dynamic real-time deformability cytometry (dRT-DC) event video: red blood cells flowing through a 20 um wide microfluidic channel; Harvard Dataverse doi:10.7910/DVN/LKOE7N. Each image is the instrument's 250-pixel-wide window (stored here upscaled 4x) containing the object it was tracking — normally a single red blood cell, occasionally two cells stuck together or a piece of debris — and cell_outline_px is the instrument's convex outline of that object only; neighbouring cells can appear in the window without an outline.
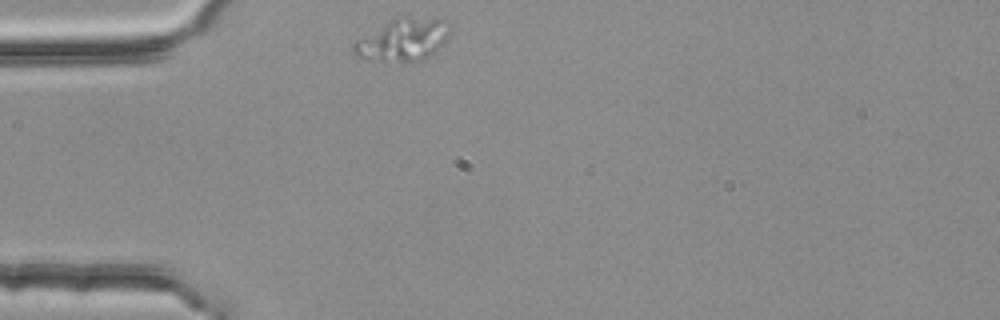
{"species": "common noctule bat (a hibernating species)", "species_latin": "Nyctalus noctula", "temperature_condition": "room temperature", "stored_images_in_passage": 45, "camera_frame_rate_fps": 3000, "um_per_image_px": 0.085, "animal": {"sex": "female", "body_mass_g": 25.1}, "frame": {"image": 1, "passage_image": 1, "time_ms": 0.0, "image_size_px": [1000, 320], "cell_outline_px": [[452, 28], [444, 48], [424, 60], [408, 64], [384, 64], [368, 60], [356, 56], [352, 52], [352, 44], [356, 40], [392, 20], [404, 16], [408, 16], [448, 20], [452, 24]], "centroid_in_image_um": [34.33, 3.46], "position_along_channel_um": 50.7, "area_um2": 25.14}}
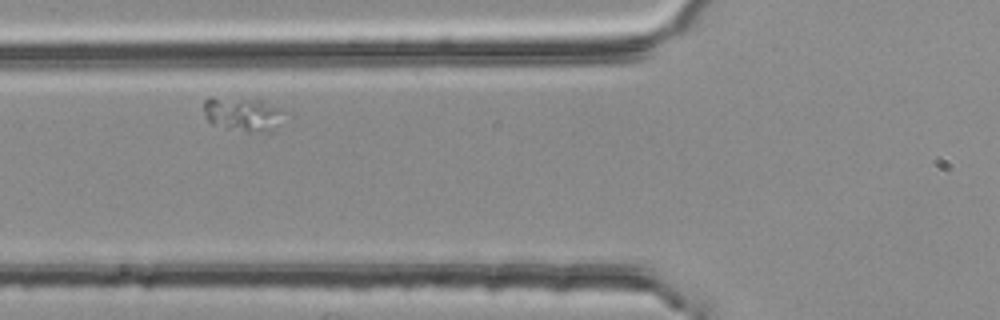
{"frame": {"image": 2, "passage_image": 7, "time_ms": 2.0, "image_size_px": [1000, 320], "cell_outline_px": [[292, 112], [272, 132], [248, 132], [228, 128], [212, 124], [208, 120], [204, 112], [204, 100], [208, 96], [256, 96]], "centroid_in_image_um": [20.77, 9.63], "position_along_channel_um": 105.0, "area_um2": 17.57}}
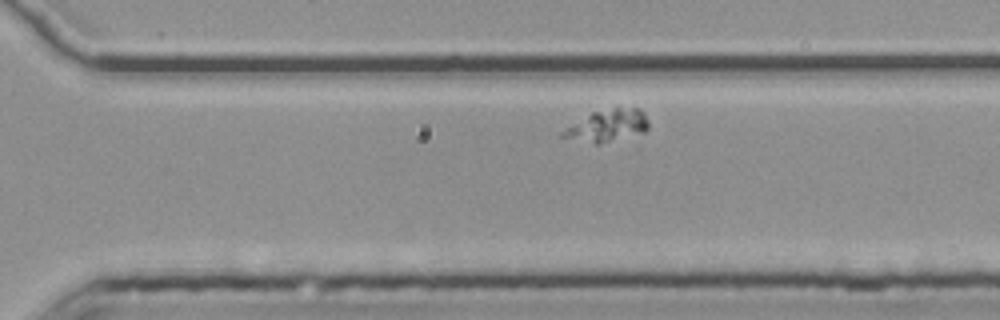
{"frame": {"image": 3, "passage_image": 26, "time_ms": 8.333, "image_size_px": [1000, 320], "cell_outline_px": [[648, 128], [644, 132], [600, 144], [596, 144], [560, 136], [560, 132], [592, 112], [616, 108], [640, 108], [644, 112], [648, 120]], "centroid_in_image_um": [51.67, 10.68], "position_along_channel_um": 318.9, "area_um2": 15.66}}